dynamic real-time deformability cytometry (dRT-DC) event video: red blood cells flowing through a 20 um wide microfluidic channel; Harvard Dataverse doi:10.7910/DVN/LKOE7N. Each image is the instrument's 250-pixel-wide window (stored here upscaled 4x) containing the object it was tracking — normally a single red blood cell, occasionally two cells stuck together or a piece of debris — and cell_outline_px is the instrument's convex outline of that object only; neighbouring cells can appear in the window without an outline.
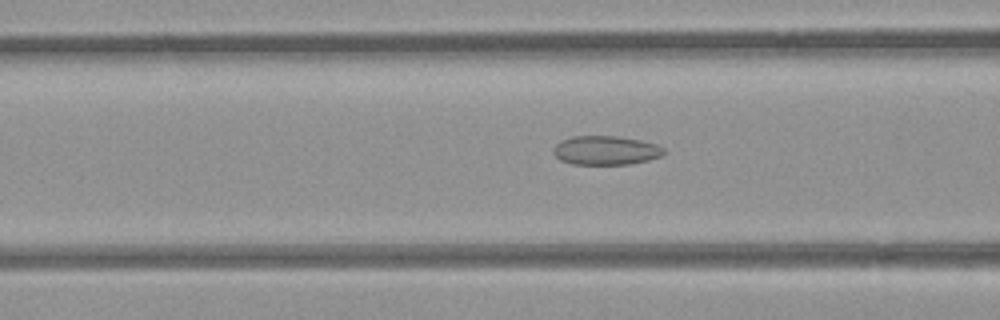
{"species": "common noctule bat (a hibernating species)", "species_latin": "Nyctalus noctula", "temperature_condition": "room temperature", "stored_images_in_passage": 53, "camera_frame_rate_fps": 3000, "um_per_image_px": 0.085, "animal": {"sex": "female", "body_mass_g": 21.9}, "frame": {"image": 1, "passage_image": 21, "time_ms": 6.667, "image_size_px": [1000, 320], "cell_outline_px": [[664, 152], [660, 156], [648, 160], [628, 164], [572, 164], [560, 160], [552, 152], [552, 148], [560, 140], [572, 136], [616, 136], [640, 140], [656, 144], [664, 148]], "centroid_in_image_um": [51.44, 12.77], "position_along_channel_um": 115.2, "area_um2": 18.67}}
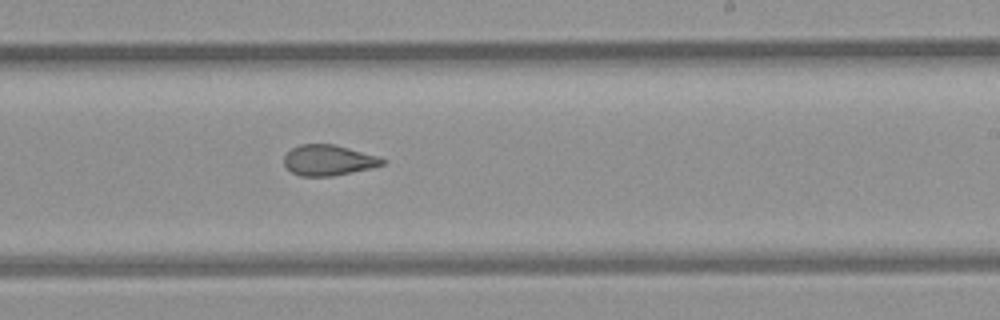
{"frame": {"image": 2, "passage_image": 32, "time_ms": 10.333, "image_size_px": [1000, 320], "cell_outline_px": [[384, 164], [372, 168], [332, 176], [300, 176], [292, 172], [284, 164], [284, 156], [292, 148], [300, 144], [332, 144], [380, 156], [384, 160]], "centroid_in_image_um": [27.92, 13.62], "position_along_channel_um": 261.1, "area_um2": 17.46}}
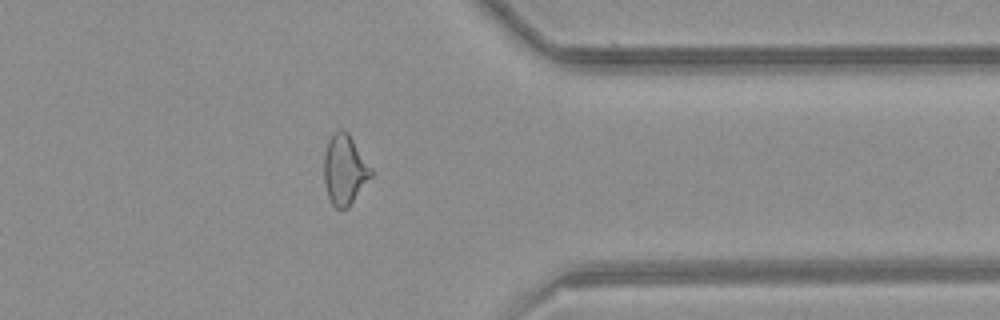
{"frame": {"image": 3, "passage_image": 42, "time_ms": 13.667, "image_size_px": [1000, 320], "cell_outline_px": [[372, 176], [348, 208], [336, 208], [332, 204], [328, 196], [324, 180], [324, 152], [328, 140], [340, 128], [348, 132], [372, 168]], "centroid_in_image_um": [29.29, 14.42], "position_along_channel_um": 382.1, "area_um2": 19.13}, "authors_computed_cell_mechanics": {"area_um2": 19.5942, "velocity_mm_per_s": 3.982, "shape_relaxation_time_tau1_ms": null, "shape_relaxation_time_tau2_ms": 1.8041, "deformation_change_tau1": null, "deformation_change_tau2": 0.0911}}